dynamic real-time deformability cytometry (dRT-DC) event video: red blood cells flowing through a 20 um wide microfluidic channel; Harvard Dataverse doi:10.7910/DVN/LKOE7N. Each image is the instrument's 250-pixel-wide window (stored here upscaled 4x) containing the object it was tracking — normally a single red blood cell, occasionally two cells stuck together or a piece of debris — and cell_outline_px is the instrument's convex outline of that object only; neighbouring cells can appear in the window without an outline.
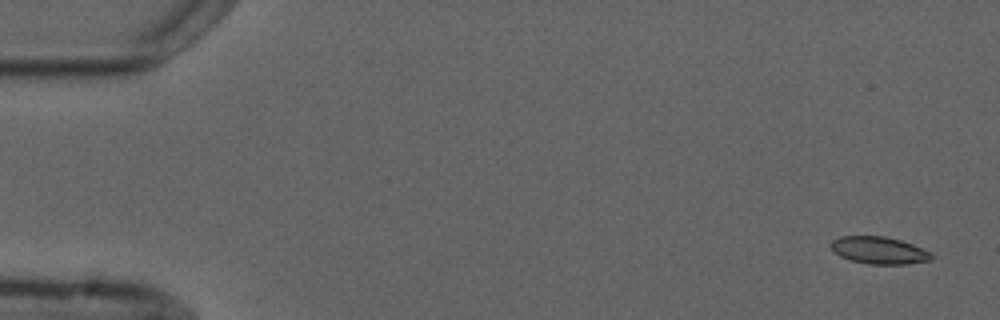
{"species": "common noctule bat (a hibernating species)", "species_latin": "Nyctalus noctula", "temperature_condition": "cold", "stored_images_in_passage": 6, "camera_frame_rate_fps": 3000, "um_per_image_px": 0.085, "animal": {"sex": "male", "forearm_length_mm": 52.5}, "frame": {"image": 1, "passage_image": 1, "time_ms": 0.0, "image_size_px": [1000, 320], "cell_outline_px": [[936, 256], [932, 260], [904, 264], [868, 264], [852, 260], [840, 256], [832, 252], [828, 244], [832, 240], [840, 236], [884, 236], [900, 240], [912, 244], [932, 252]], "centroid_in_image_um": [74.71, 21.27], "position_along_channel_um": 10.3, "area_um2": 16.18}}